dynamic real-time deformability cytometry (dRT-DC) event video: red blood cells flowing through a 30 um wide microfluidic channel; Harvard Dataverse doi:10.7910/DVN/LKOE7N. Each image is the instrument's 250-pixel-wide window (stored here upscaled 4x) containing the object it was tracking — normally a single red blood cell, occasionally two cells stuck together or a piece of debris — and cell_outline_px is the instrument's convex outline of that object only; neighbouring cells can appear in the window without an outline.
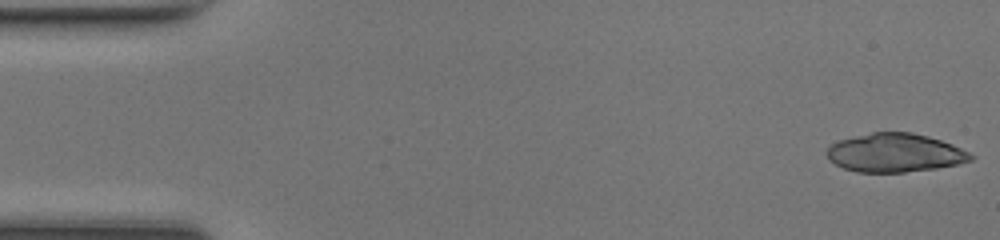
{"species": "common noctule bat (a hibernating species)", "species_latin": "Nyctalus noctula", "temperature_condition": "room temperature", "stored_images_in_passage": 47, "camera_frame_rate_fps": 3000, "um_per_image_px": 0.085, "animal": {"sex": "female", "body_mass_g": 17.0, "forearm_length_mm": 48.0}, "frame": {"image": 1, "passage_image": 1, "time_ms": 0.0, "image_size_px": [1000, 240], "cell_outline_px": [[976, 156], [972, 160], [956, 164], [936, 168], [904, 172], [856, 172], [844, 168], [836, 164], [828, 156], [828, 148], [832, 144], [840, 140], [872, 132], [912, 132], [928, 136], [952, 144]], "centroid_in_image_um": [76.1, 12.99], "position_along_channel_um": 8.9, "area_um2": 32.02}}
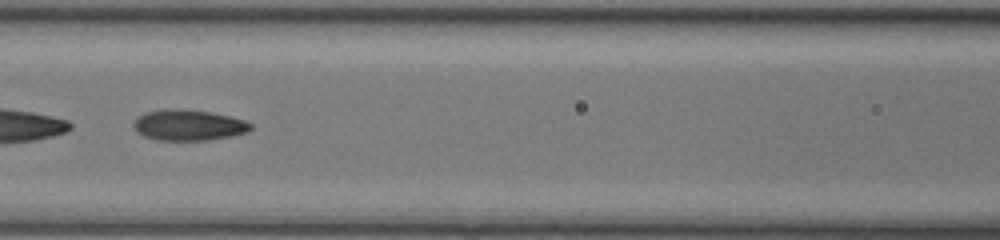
{"frame": {"image": 2, "passage_image": 21, "time_ms": 6.667, "image_size_px": [1000, 240], "cell_outline_px": [[252, 128], [248, 132], [232, 136], [208, 140], [156, 140], [144, 136], [136, 132], [132, 124], [140, 116], [148, 112], [172, 108], [176, 108], [208, 112], [228, 116], [244, 120], [252, 124]], "centroid_in_image_um": [16.03, 10.65], "position_along_channel_um": 150.6, "area_um2": 20.87}}
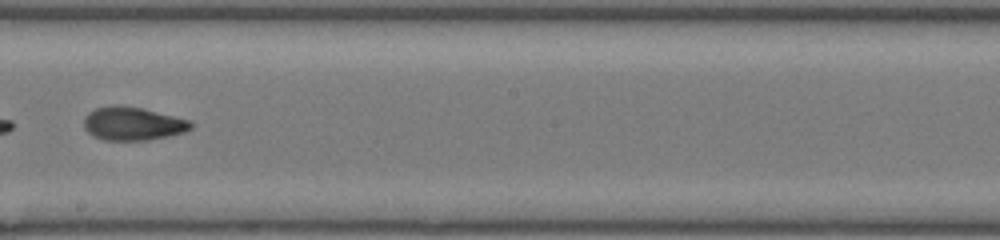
{"frame": {"image": 3, "passage_image": 27, "time_ms": 8.667, "image_size_px": [1000, 240], "cell_outline_px": [[192, 128], [184, 132], [168, 136], [148, 140], [104, 140], [92, 136], [84, 128], [84, 116], [88, 112], [96, 108], [140, 108], [188, 120], [192, 124]], "centroid_in_image_um": [11.27, 10.56], "position_along_channel_um": 236.9, "area_um2": 20.0}, "authors_computed_cell_mechanics": {"area_um2": 21.2704, "velocity_mm_per_s": 4.3341, "shape_relaxation_time_tau1_ms": 8.0916, "shape_relaxation_time_tau2_ms": 2.2442, "deformation_change_tau1": 0.2361, "deformation_change_tau2": 0.0763}}